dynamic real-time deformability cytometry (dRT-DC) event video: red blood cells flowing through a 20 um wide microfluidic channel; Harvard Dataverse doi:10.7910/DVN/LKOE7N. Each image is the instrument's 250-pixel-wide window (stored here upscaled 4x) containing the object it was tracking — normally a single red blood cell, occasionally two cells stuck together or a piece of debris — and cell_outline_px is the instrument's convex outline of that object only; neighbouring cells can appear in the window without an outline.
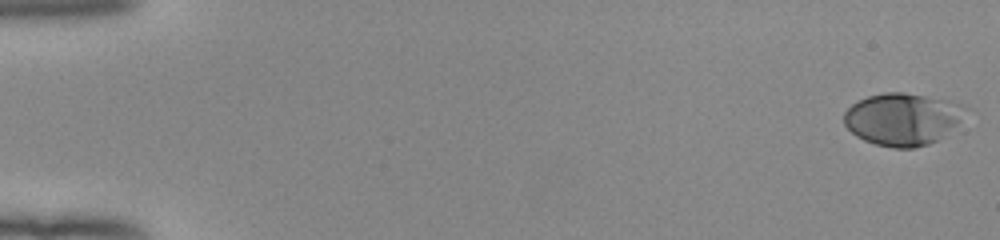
{"species": "human", "species_latin": "Homo sapiens", "temperature_condition": "room temperature", "stored_images_in_passage": 53, "camera_frame_rate_fps": 3000, "um_per_image_px": 0.085, "donor": {"sex": "female"}, "frame": {"image": 1, "passage_image": 1, "time_ms": 0.0, "image_size_px": [1000, 240], "cell_outline_px": [[964, 108], [956, 124], [948, 136], [928, 144], [912, 148], [892, 148], [876, 144], [864, 140], [856, 136], [844, 124], [844, 112], [852, 104], [868, 96], [884, 92], [904, 92], [964, 104]], "centroid_in_image_um": [76.68, 10.14], "position_along_channel_um": 8.3, "area_um2": 36.7}}
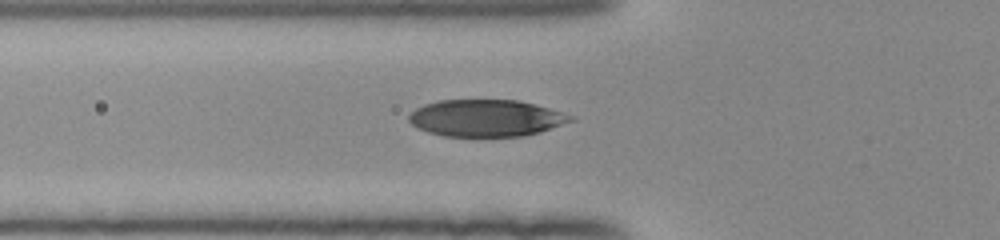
{"frame": {"image": 2, "passage_image": 20, "time_ms": 6.333, "image_size_px": [1000, 240], "cell_outline_px": [[576, 120], [540, 132], [524, 136], [444, 136], [428, 132], [416, 128], [408, 120], [408, 116], [416, 108], [424, 104], [440, 100], [516, 100], [548, 108], [576, 116]], "centroid_in_image_um": [41.32, 10.04], "position_along_channel_um": 84.5, "area_um2": 34.8}}
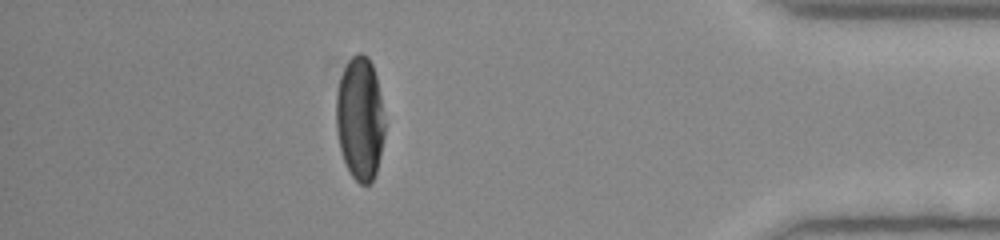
{"frame": {"image": 3, "passage_image": 47, "time_ms": 15.333, "image_size_px": [1000, 240], "cell_outline_px": [[384, 136], [380, 156], [376, 172], [372, 180], [368, 184], [360, 184], [352, 176], [344, 160], [340, 148], [336, 132], [336, 96], [340, 76], [348, 60], [356, 52], [364, 52], [368, 56], [372, 64], [376, 76], [380, 96], [384, 120]], "centroid_in_image_um": [30.58, 10.04], "position_along_channel_um": 404.6, "area_um2": 34.97}, "authors_computed_cell_mechanics": {"area_um2": 35.4892, "velocity_mm_per_s": 3.9743, "shape_relaxation_time_tau1_ms": 3.6254, "shape_relaxation_time_tau2_ms": null, "deformation_change_tau1": 0.2068, "deformation_change_tau2": null}}